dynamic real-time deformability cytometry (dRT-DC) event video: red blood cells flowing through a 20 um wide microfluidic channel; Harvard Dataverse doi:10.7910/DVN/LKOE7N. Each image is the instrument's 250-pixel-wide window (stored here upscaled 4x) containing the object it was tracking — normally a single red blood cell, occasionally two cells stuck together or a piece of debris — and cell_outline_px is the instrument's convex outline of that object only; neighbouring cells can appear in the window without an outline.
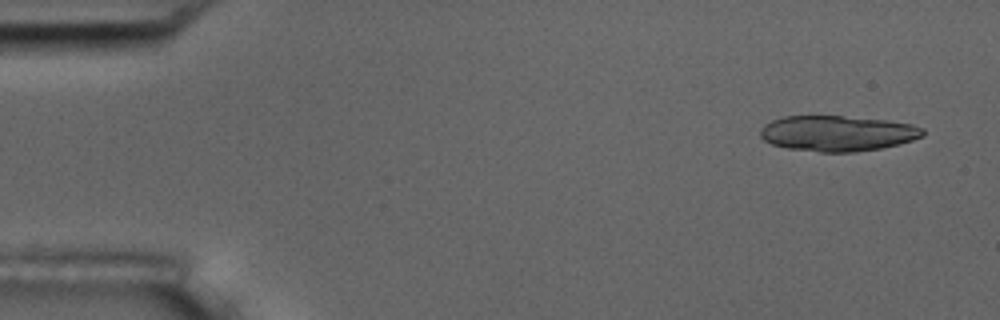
{"species": "common noctule bat (a hibernating species)", "species_latin": "Nyctalus noctula", "temperature_condition": "room temperature", "stored_images_in_passage": 5, "camera_frame_rate_fps": 3000, "um_per_image_px": 0.085, "animal": {"sex": "male", "body_mass_g": 17.5, "forearm_length_mm": 52.3}, "frame": {"image": 1, "passage_image": 1, "time_ms": 0.0, "image_size_px": [1000, 320], "cell_outline_px": [[924, 136], [912, 140], [880, 148], [856, 152], [820, 152], [788, 148], [772, 144], [764, 140], [760, 136], [760, 128], [764, 124], [772, 120], [784, 116], [844, 116], [888, 120], [912, 124], [924, 128]], "centroid_in_image_um": [71.18, 11.33], "position_along_channel_um": 13.8, "area_um2": 33.76}}